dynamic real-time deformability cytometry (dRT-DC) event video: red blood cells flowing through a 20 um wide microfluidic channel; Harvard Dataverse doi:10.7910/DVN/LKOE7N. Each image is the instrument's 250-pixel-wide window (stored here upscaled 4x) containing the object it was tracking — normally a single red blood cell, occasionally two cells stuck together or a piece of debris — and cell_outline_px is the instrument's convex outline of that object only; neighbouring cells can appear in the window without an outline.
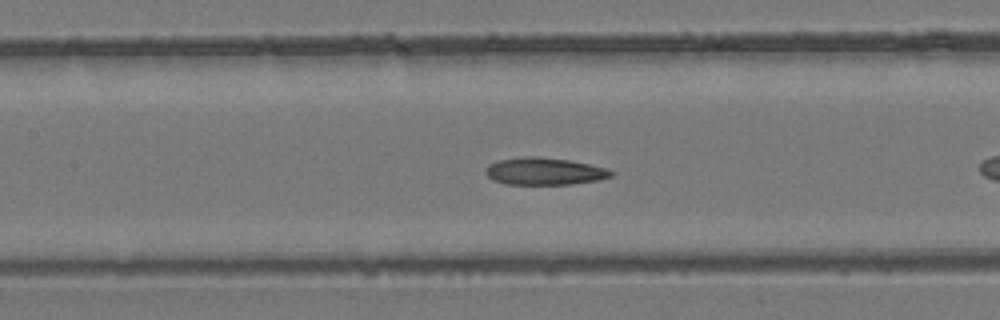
{"species": "common noctule bat (a hibernating species)", "species_latin": "Nyctalus noctula", "temperature_condition": "room temperature", "stored_images_in_passage": 20, "camera_frame_rate_fps": 3000, "um_per_image_px": 0.085, "animal": {"sex": "female", "body_mass_g": 24.6, "forearm_length_mm": 56.2}, "frame": {"image": 1, "passage_image": 9, "time_ms": 2.667, "image_size_px": [1000, 320], "cell_outline_px": [[616, 172], [612, 176], [596, 180], [568, 184], [504, 184], [492, 180], [484, 172], [484, 168], [488, 164], [496, 160], [524, 156], [536, 156], [568, 160], [588, 164], [604, 168]], "centroid_in_image_um": [46.19, 14.55], "position_along_channel_um": 161.2, "area_um2": 19.94}}
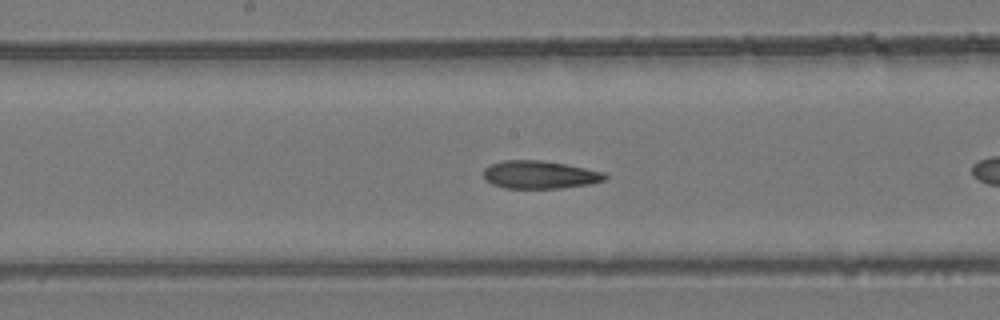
{"frame": {"image": 2, "passage_image": 12, "time_ms": 3.667, "image_size_px": [1000, 320], "cell_outline_px": [[608, 176], [604, 180], [588, 184], [560, 188], [504, 188], [492, 184], [484, 176], [484, 168], [492, 164], [504, 160], [540, 160], [564, 164], [604, 172]], "centroid_in_image_um": [45.87, 14.85], "position_along_channel_um": 202.3, "area_um2": 19.48}}
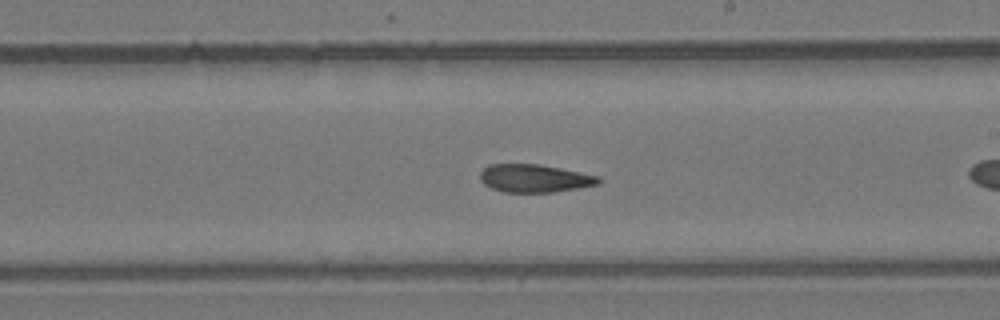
{"frame": {"image": 3, "passage_image": 15, "time_ms": 4.667, "image_size_px": [1000, 320], "cell_outline_px": [[600, 184], [552, 192], [504, 192], [492, 188], [484, 184], [480, 180], [480, 172], [488, 164], [540, 164], [600, 176]], "centroid_in_image_um": [45.42, 15.15], "position_along_channel_um": 243.6, "area_um2": 19.25}}